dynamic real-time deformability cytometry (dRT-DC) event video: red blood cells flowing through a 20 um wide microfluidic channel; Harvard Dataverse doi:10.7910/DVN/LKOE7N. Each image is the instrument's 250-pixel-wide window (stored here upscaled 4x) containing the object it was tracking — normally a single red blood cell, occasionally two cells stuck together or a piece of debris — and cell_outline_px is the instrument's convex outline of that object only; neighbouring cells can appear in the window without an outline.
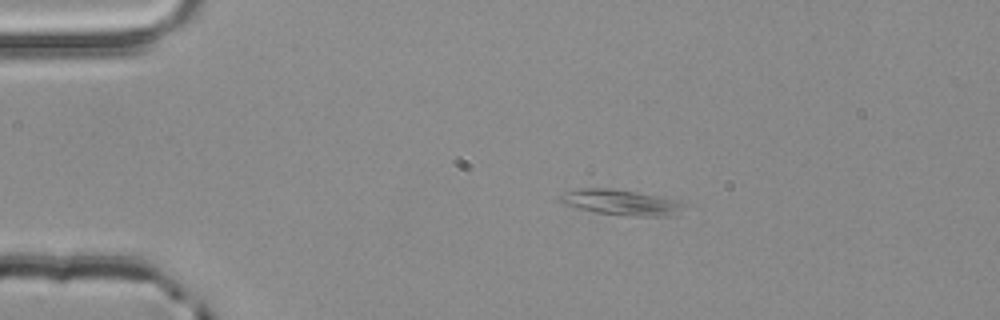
{"species": "common noctule bat (a hibernating species)", "species_latin": "Nyctalus noctula", "temperature_condition": "room temperature", "stored_images_in_passage": 1, "camera_frame_rate_fps": 3000, "um_per_image_px": 0.085, "animal": {"sex": "male", "body_mass_g": 20.4}, "frame": {"image": 1, "passage_image": 1, "time_ms": 0.0, "image_size_px": [1000, 320], "cell_outline_px": [[684, 204], [664, 216], [632, 216], [596, 212], [564, 204], [556, 200], [556, 196], [568, 192], [584, 188], [612, 188], [636, 192], [676, 200]], "centroid_in_image_um": [52.62, 17.18], "position_along_channel_um": 32.4, "area_um2": 17.63}}